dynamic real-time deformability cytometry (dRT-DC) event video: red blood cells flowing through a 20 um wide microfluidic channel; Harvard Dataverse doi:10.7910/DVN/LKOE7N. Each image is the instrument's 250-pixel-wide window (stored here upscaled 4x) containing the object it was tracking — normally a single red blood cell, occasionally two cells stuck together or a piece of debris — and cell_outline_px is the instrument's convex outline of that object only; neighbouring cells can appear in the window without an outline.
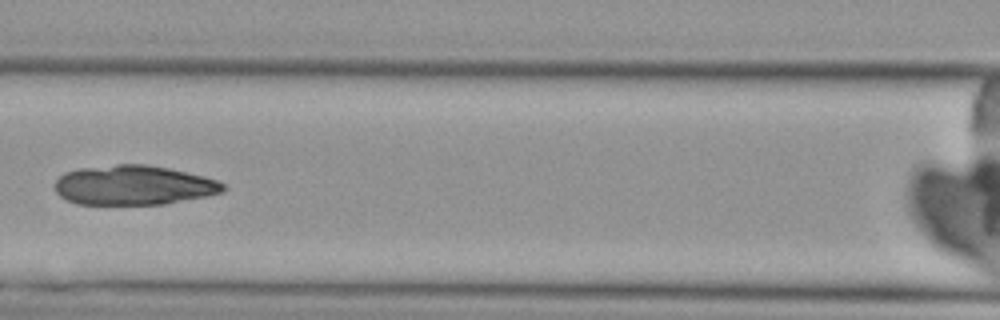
{"species": "Egyptian fruit bat (a non-hibernating species)", "species_latin": "Rousettus aegyptiacus", "temperature_condition": "cold", "stored_images_in_passage": 7, "camera_frame_rate_fps": 3000, "um_per_image_px": 0.085, "animal": {"sex": "female"}, "frame": {"image": 1, "passage_image": 7, "time_ms": 7.0, "image_size_px": [1000, 320], "cell_outline_px": [[224, 192], [208, 196], [164, 204], [76, 204], [60, 196], [56, 192], [56, 180], [64, 172], [80, 168], [116, 164], [148, 164], [168, 168], [204, 176], [216, 180], [224, 184]], "centroid_in_image_um": [11.36, 15.74], "position_along_channel_um": 155.2, "area_um2": 38.84}}